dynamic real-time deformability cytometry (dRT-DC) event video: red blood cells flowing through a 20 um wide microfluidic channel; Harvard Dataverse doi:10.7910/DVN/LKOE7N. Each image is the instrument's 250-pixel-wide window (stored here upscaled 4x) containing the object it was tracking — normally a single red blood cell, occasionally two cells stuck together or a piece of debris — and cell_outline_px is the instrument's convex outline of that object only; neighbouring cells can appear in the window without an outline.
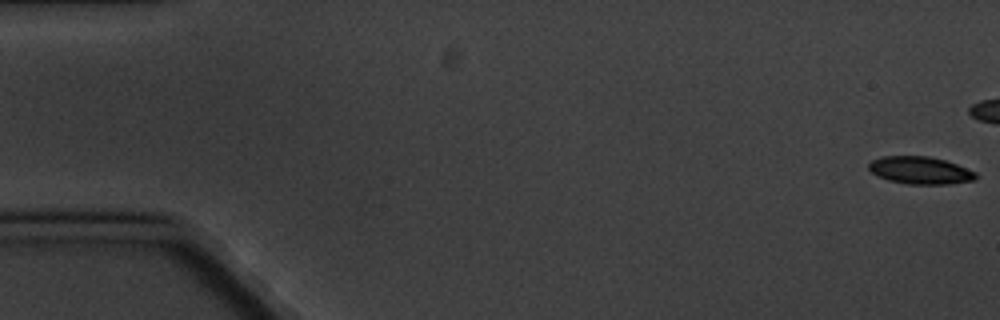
{"species": "common noctule bat (a hibernating species)", "species_latin": "Nyctalus noctula", "temperature_condition": "cold", "stored_images_in_passage": 6, "camera_frame_rate_fps": 3000, "um_per_image_px": 0.085, "animal": {"sex": "male", "body_mass_g": 20.1, "forearm_length_mm": 53.5}, "frame": {"image": 1, "passage_image": 1, "time_ms": 0.0, "image_size_px": [1000, 320], "cell_outline_px": [[980, 176], [976, 180], [948, 184], [908, 184], [888, 180], [872, 172], [868, 168], [868, 164], [872, 160], [880, 156], [928, 156], [944, 160], [956, 164], [976, 172]], "centroid_in_image_um": [78.25, 14.48], "position_along_channel_um": 6.8, "area_um2": 17.17}}
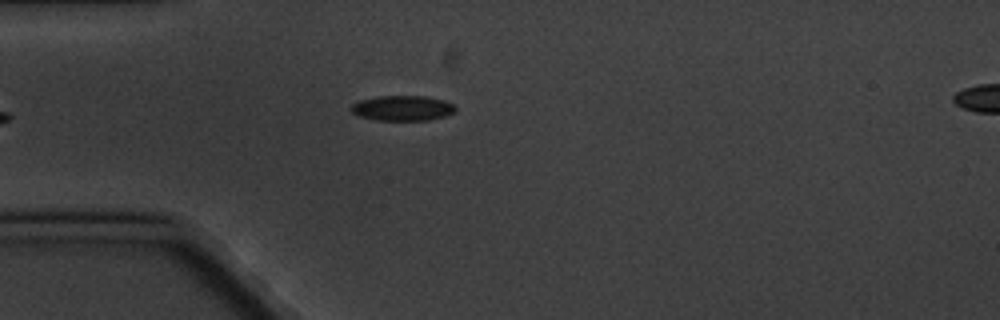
{"frame": {"image": 2, "passage_image": 6, "time_ms": 6.667, "image_size_px": [1000, 320], "cell_outline_px": [[456, 112], [444, 116], [428, 120], [376, 120], [356, 116], [352, 112], [352, 104], [360, 100], [380, 96], [424, 96], [444, 100], [452, 104], [456, 108]], "centroid_in_image_um": [34.21, 9.19], "position_along_channel_um": 50.8, "area_um2": 15.26}}